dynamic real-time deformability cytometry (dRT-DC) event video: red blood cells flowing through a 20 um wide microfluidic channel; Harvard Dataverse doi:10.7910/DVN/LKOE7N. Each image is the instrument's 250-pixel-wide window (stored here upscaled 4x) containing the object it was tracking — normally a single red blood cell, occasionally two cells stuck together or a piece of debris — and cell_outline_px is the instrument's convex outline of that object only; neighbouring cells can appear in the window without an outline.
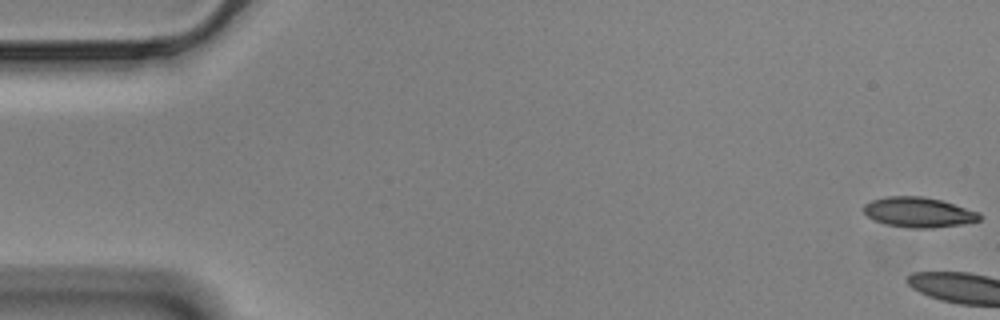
{"species": "Egyptian fruit bat (a non-hibernating species)", "species_latin": "Rousettus aegyptiacus", "temperature_condition": "cold", "stored_images_in_passage": 5, "camera_frame_rate_fps": 3000, "um_per_image_px": 0.085, "animal": {"sex": "male"}, "frame": {"image": 1, "passage_image": 1, "time_ms": 0.0, "image_size_px": [1000, 320], "cell_outline_px": [[984, 216], [980, 220], [964, 224], [932, 228], [908, 228], [884, 224], [872, 220], [864, 212], [864, 204], [872, 200], [888, 196], [924, 196], [940, 200], [980, 212]], "centroid_in_image_um": [78.09, 18.05], "position_along_channel_um": 6.9, "area_um2": 20.52}}